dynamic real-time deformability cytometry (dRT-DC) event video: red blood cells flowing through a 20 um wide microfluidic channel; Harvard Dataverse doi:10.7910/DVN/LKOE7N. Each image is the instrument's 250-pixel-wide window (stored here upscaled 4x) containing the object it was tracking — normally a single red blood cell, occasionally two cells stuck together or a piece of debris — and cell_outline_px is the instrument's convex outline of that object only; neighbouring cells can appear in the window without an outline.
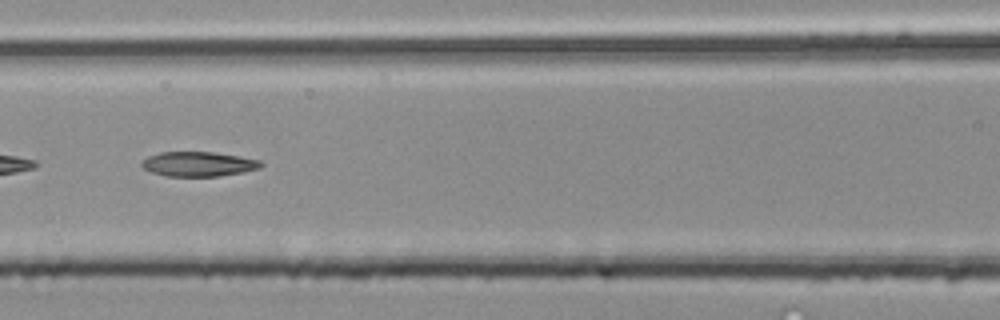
{"species": "common noctule bat (a hibernating species)", "species_latin": "Nyctalus noctula", "temperature_condition": "room temperature", "stored_images_in_passage": 50, "segment_of_instrument_passage": [2, 2], "camera_frame_rate_fps": 3000, "um_per_image_px": 0.085, "animal": {"sex": "male", "body_mass_g": 20.4}, "frame": {"image": 1, "passage_image": 22, "time_ms": 7.0, "image_size_px": [1000, 320], "cell_outline_px": [[264, 164], [260, 168], [240, 172], [216, 176], [164, 176], [152, 172], [144, 168], [140, 164], [140, 160], [148, 156], [160, 152], [212, 152], [240, 156], [260, 160]], "centroid_in_image_um": [16.83, 13.93], "position_along_channel_um": 149.8, "area_um2": 17.11}}
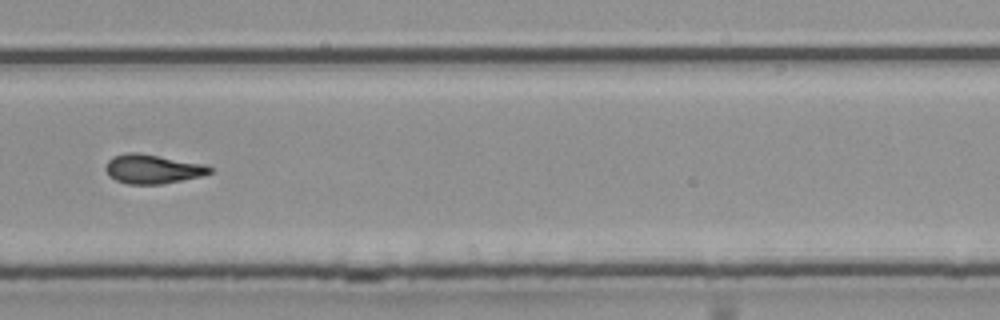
{"frame": {"image": 2, "passage_image": 34, "time_ms": 11.0, "image_size_px": [1000, 320], "cell_outline_px": [[212, 172], [204, 176], [160, 184], [128, 184], [116, 180], [108, 176], [104, 168], [108, 160], [112, 156], [128, 152], [140, 152], [204, 164], [212, 168]], "centroid_in_image_um": [12.95, 14.36], "position_along_channel_um": 316.9, "area_um2": 17.92}}
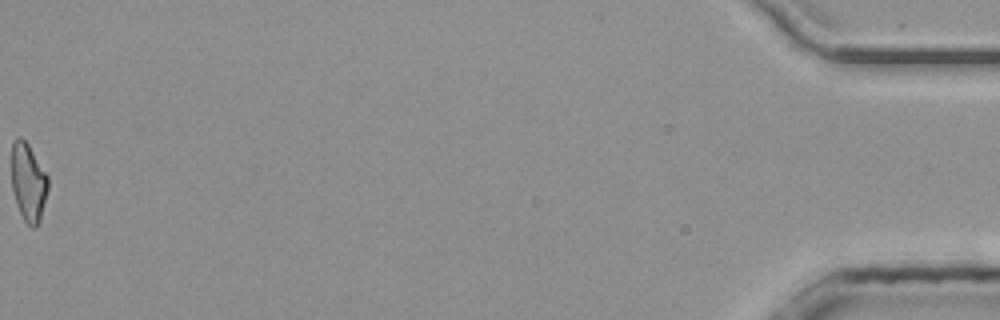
{"frame": {"image": 3, "passage_image": 50, "time_ms": 16.333, "image_size_px": [1000, 320], "cell_outline_px": [[48, 188], [40, 220], [36, 228], [32, 228], [24, 220], [16, 204], [12, 188], [12, 140], [16, 136], [20, 136], [28, 144], [48, 176]], "centroid_in_image_um": [2.4, 15.48], "position_along_channel_um": 432.8, "area_um2": 16.59}}